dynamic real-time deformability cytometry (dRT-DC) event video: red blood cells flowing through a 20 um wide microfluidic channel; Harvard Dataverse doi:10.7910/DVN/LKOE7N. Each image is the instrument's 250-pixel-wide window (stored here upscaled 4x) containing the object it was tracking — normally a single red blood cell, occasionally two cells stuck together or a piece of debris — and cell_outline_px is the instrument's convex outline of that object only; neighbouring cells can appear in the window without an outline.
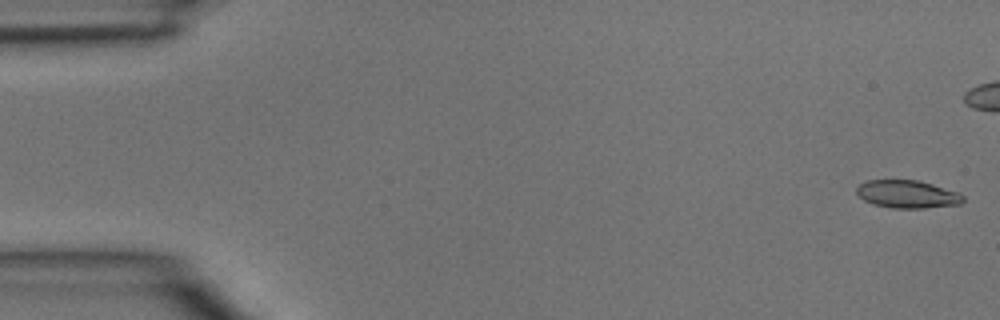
{"species": "common noctule bat (a hibernating species)", "species_latin": "Nyctalus noctula", "temperature_condition": "room temperature", "stored_images_in_passage": 7, "camera_frame_rate_fps": 3000, "um_per_image_px": 0.085, "animal": {"sex": "male", "body_mass_g": 15.6}, "frame": {"image": 1, "passage_image": 1, "time_ms": 0.0, "image_size_px": [1000, 320], "cell_outline_px": [[964, 200], [960, 204], [924, 208], [892, 208], [872, 204], [864, 200], [856, 192], [856, 188], [860, 184], [868, 180], [916, 180], [932, 184], [956, 192], [964, 196]], "centroid_in_image_um": [77.1, 16.51], "position_along_channel_um": 7.9, "area_um2": 17.11}}